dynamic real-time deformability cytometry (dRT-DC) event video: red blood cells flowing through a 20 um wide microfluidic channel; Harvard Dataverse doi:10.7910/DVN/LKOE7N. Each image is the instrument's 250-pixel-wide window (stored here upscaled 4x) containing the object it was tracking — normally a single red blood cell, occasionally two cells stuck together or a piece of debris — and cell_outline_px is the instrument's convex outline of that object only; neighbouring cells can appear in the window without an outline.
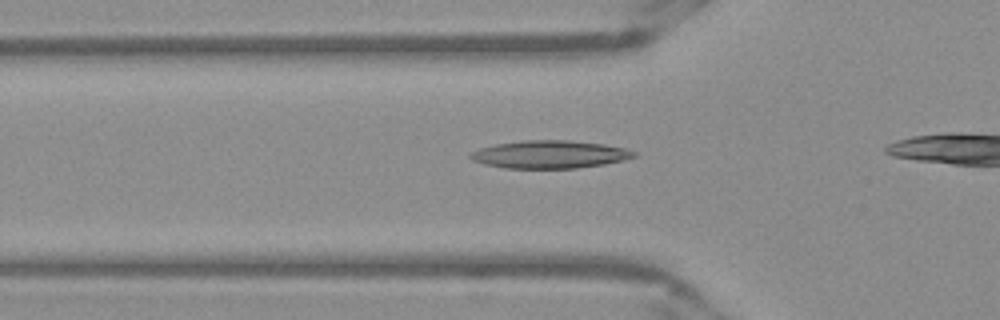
{"species": "Egyptian fruit bat (a non-hibernating species)", "species_latin": "Rousettus aegyptiacus", "temperature_condition": "warm", "stored_images_in_passage": 32, "camera_frame_rate_fps": 3000, "um_per_image_px": 0.085, "frame": {"image": 1, "passage_image": 8, "time_ms": 2.333, "image_size_px": [1000, 320], "cell_outline_px": [[636, 156], [624, 160], [604, 164], [576, 168], [504, 168], [484, 164], [472, 160], [468, 156], [472, 152], [480, 148], [496, 144], [524, 140], [568, 140], [604, 144], [624, 148], [636, 152]], "centroid_in_image_um": [46.72, 13.12], "position_along_channel_um": 79.1, "area_um2": 26.41}}
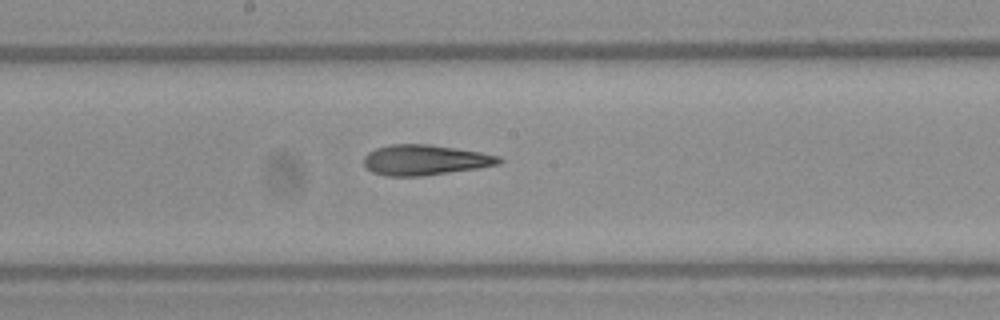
{"frame": {"image": 2, "passage_image": 18, "time_ms": 5.667, "image_size_px": [1000, 320], "cell_outline_px": [[504, 160], [500, 164], [476, 168], [424, 176], [384, 176], [372, 172], [364, 164], [364, 156], [368, 152], [376, 148], [392, 144], [428, 144], [480, 152], [500, 156]], "centroid_in_image_um": [36.11, 13.6], "position_along_channel_um": 212.1, "area_um2": 23.87}}
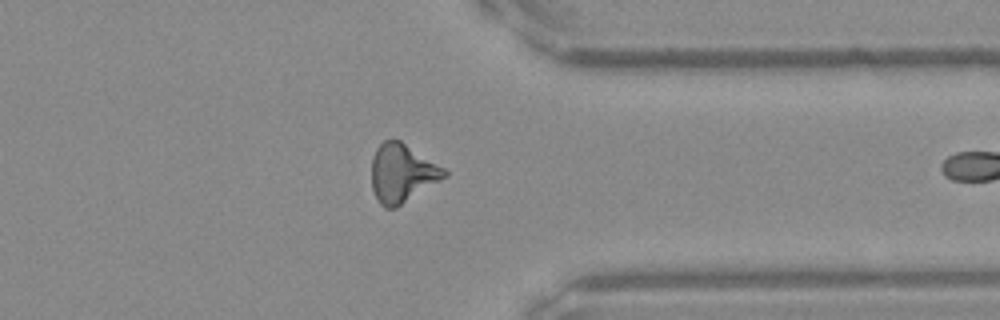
{"frame": {"image": 3, "passage_image": 31, "time_ms": 10.0, "image_size_px": [1000, 320], "cell_outline_px": [[448, 176], [396, 208], [384, 208], [380, 204], [372, 188], [372, 156], [376, 148], [384, 140], [400, 140], [444, 168], [448, 172]], "centroid_in_image_um": [34.18, 14.73], "position_along_channel_um": 377.2, "area_um2": 24.68}}